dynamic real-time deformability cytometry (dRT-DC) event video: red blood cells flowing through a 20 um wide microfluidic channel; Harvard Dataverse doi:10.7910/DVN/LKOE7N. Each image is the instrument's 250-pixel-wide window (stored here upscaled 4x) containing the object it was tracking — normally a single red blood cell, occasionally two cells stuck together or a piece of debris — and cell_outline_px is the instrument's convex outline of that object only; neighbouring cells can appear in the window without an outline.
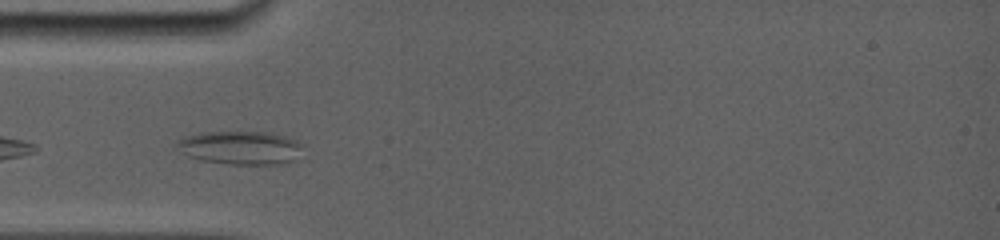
{"species": "common noctule bat (a hibernating species)", "species_latin": "Nyctalus noctula", "temperature_condition": "room temperature", "stored_images_in_passage": 3, "camera_frame_rate_fps": 5000, "um_per_image_px": 0.085, "animal": {"sex": "female", "body_mass_g": 19.0, "forearm_length_mm": 56.7}, "frame": {"image": 1, "passage_image": 1, "time_ms": 0.0, "image_size_px": [1000, 240], "cell_outline_px": [[300, 148], [296, 160], [280, 164], [232, 164], [200, 160], [188, 156], [176, 148], [176, 140], [184, 136], [200, 132], [268, 132], [288, 136], [296, 140], [300, 144]], "centroid_in_image_um": [20.4, 12.54], "position_along_channel_um": 64.6, "area_um2": 24.62}}